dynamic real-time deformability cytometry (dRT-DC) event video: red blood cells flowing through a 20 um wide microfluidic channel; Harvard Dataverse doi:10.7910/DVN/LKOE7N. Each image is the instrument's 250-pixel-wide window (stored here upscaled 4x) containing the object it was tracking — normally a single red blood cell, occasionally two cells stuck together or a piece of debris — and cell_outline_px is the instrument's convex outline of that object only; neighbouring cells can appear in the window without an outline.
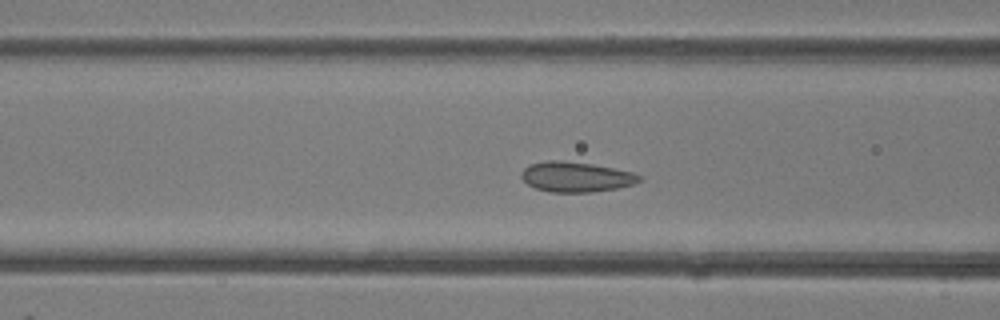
{"species": "common noctule bat (a hibernating species)", "species_latin": "Nyctalus noctula", "temperature_condition": "room temperature", "stored_images_in_passage": 40, "camera_frame_rate_fps": 3000, "um_per_image_px": 0.085, "animal": {"sex": "female"}, "frame": {"image": 1, "passage_image": 15, "time_ms": 4.667, "image_size_px": [1000, 320], "cell_outline_px": [[644, 176], [640, 180], [632, 184], [616, 188], [592, 192], [548, 192], [536, 188], [528, 184], [520, 176], [520, 172], [528, 164], [544, 160], [560, 160], [592, 164], [632, 172]], "centroid_in_image_um": [48.91, 15.02], "position_along_channel_um": 117.7, "area_um2": 20.75}}
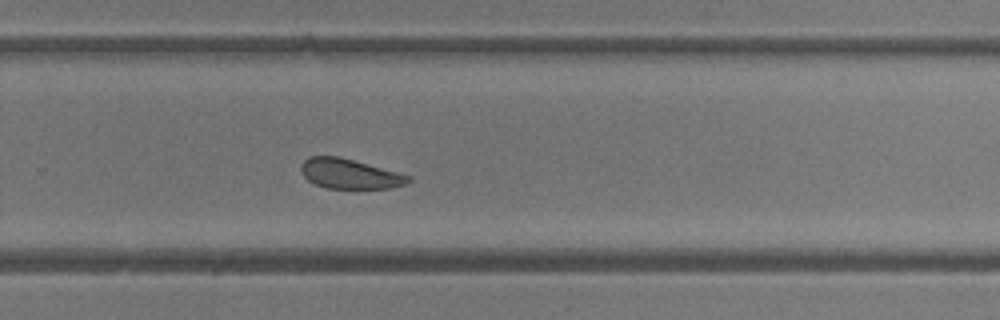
{"frame": {"image": 2, "passage_image": 26, "time_ms": 8.333, "image_size_px": [1000, 320], "cell_outline_px": [[412, 180], [408, 184], [392, 188], [324, 188], [308, 180], [304, 176], [300, 168], [300, 164], [308, 156], [340, 156], [412, 176]], "centroid_in_image_um": [29.74, 14.77], "position_along_channel_um": 300.1, "area_um2": 18.84}}
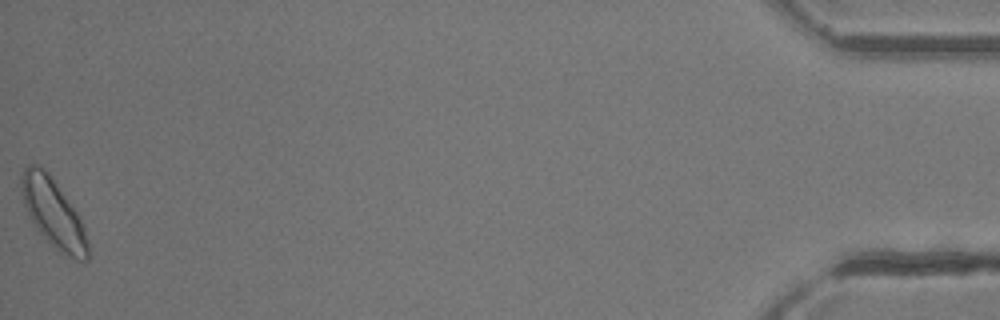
{"frame": {"image": 3, "passage_image": 40, "time_ms": 13.0, "image_size_px": [1000, 320], "cell_outline_px": [[88, 260], [76, 260], [60, 252], [36, 228], [24, 204], [20, 184], [20, 176], [24, 168], [28, 164], [36, 164], [44, 168], [48, 172], [80, 216], [84, 228], [88, 244]], "centroid_in_image_um": [4.53, 18.08], "position_along_channel_um": 430.7, "area_um2": 26.24}}